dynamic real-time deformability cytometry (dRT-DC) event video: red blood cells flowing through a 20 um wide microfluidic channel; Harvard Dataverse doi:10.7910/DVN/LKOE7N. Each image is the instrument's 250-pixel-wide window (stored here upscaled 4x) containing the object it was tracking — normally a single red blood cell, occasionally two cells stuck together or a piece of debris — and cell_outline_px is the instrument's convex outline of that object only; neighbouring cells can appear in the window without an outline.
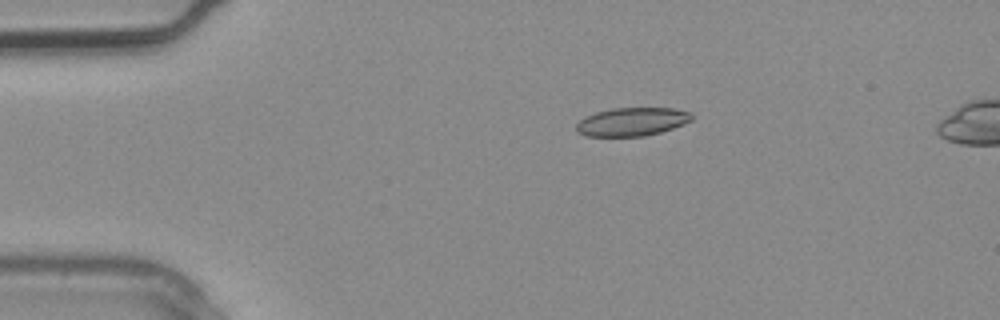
{"species": "common noctule bat (a hibernating species)", "species_latin": "Nyctalus noctula", "temperature_condition": "warm", "stored_images_in_passage": 2, "camera_frame_rate_fps": 3000, "um_per_image_px": 0.085, "animal": {"sex": "male", "body_mass_g": 20.4}, "frame": {"image": 1, "passage_image": 2, "time_ms": 0.333, "image_size_px": [1000, 320], "cell_outline_px": [[692, 120], [684, 124], [660, 132], [644, 136], [584, 136], [576, 132], [576, 124], [584, 116], [596, 112], [612, 108], [672, 108], [692, 112]], "centroid_in_image_um": [53.7, 10.34], "position_along_channel_um": 31.3, "area_um2": 19.19}}